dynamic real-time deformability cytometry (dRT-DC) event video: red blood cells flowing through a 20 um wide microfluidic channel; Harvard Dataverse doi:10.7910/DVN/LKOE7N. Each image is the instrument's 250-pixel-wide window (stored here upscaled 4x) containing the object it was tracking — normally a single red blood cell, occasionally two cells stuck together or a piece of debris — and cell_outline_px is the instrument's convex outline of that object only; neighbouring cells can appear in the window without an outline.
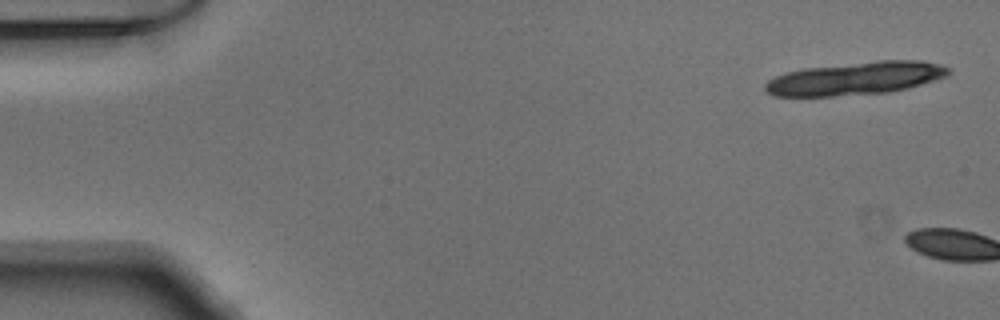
{"species": "Egyptian fruit bat (a non-hibernating species)", "species_latin": "Rousettus aegyptiacus", "temperature_condition": "warm", "stored_images_in_passage": 3, "camera_frame_rate_fps": 3000, "um_per_image_px": 0.085, "animal": {"sex": "male"}, "frame": {"image": 1, "passage_image": 1, "time_ms": 0.0, "image_size_px": [1000, 320], "cell_outline_px": [[952, 72], [948, 76], [908, 88], [888, 92], [832, 96], [772, 96], [764, 88], [764, 84], [768, 80], [776, 76], [788, 72], [804, 68], [876, 60], [924, 60], [940, 64], [952, 68]], "centroid_in_image_um": [72.77, 6.65], "position_along_channel_um": 12.2, "area_um2": 35.43}}